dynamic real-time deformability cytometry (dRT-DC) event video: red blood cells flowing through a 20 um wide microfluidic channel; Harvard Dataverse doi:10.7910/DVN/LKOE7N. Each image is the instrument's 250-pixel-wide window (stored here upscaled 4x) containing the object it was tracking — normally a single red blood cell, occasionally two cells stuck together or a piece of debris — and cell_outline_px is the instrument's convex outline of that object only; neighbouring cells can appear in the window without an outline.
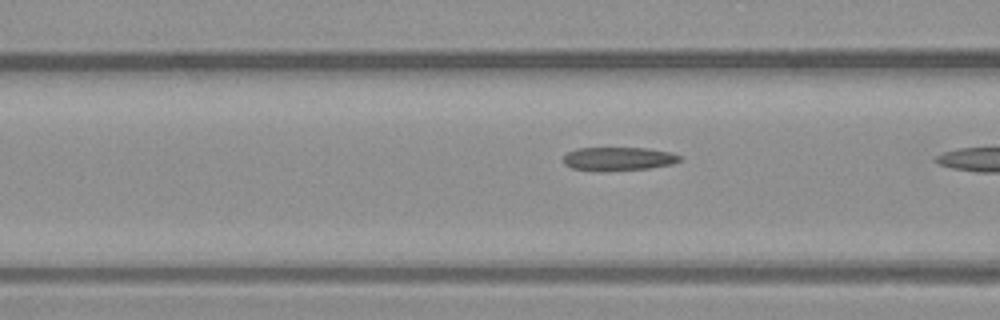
{"species": "common noctule bat (a hibernating species)", "species_latin": "Nyctalus noctula", "temperature_condition": "warm", "stored_images_in_passage": 9, "camera_frame_rate_fps": 3000, "um_per_image_px": 0.085, "animal": {"sex": "male", "body_mass_g": 23.1, "forearm_length_mm": 52.7}, "frame": {"image": 1, "passage_image": 8, "time_ms": 2.333, "image_size_px": [1000, 320], "cell_outline_px": [[680, 160], [672, 164], [648, 168], [572, 168], [564, 164], [564, 156], [568, 152], [576, 148], [648, 148], [672, 152], [680, 156]], "centroid_in_image_um": [52.62, 13.44], "position_along_channel_um": 114.0, "area_um2": 14.97}}